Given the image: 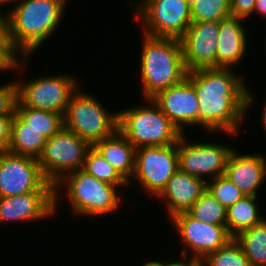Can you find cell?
<instances>
[{"label": "cell", "instance_id": "4", "mask_svg": "<svg viewBox=\"0 0 266 266\" xmlns=\"http://www.w3.org/2000/svg\"><path fill=\"white\" fill-rule=\"evenodd\" d=\"M118 188L88 175L82 169L71 172L54 185L55 215L58 213L59 199L63 194L64 198L68 199L65 200L69 202L72 213L80 218L94 219L112 215L121 209L123 204V193L119 194Z\"/></svg>", "mask_w": 266, "mask_h": 266}, {"label": "cell", "instance_id": "15", "mask_svg": "<svg viewBox=\"0 0 266 266\" xmlns=\"http://www.w3.org/2000/svg\"><path fill=\"white\" fill-rule=\"evenodd\" d=\"M151 99L182 134H186L187 127L199 126V100L193 85L186 77L180 83L158 92Z\"/></svg>", "mask_w": 266, "mask_h": 266}, {"label": "cell", "instance_id": "35", "mask_svg": "<svg viewBox=\"0 0 266 266\" xmlns=\"http://www.w3.org/2000/svg\"><path fill=\"white\" fill-rule=\"evenodd\" d=\"M266 18V0H256L254 14Z\"/></svg>", "mask_w": 266, "mask_h": 266}, {"label": "cell", "instance_id": "1", "mask_svg": "<svg viewBox=\"0 0 266 266\" xmlns=\"http://www.w3.org/2000/svg\"><path fill=\"white\" fill-rule=\"evenodd\" d=\"M234 70L210 68L187 72L186 78L199 100L200 129L210 135L223 132L225 136L237 137L248 111L257 103L244 73L238 75Z\"/></svg>", "mask_w": 266, "mask_h": 266}, {"label": "cell", "instance_id": "26", "mask_svg": "<svg viewBox=\"0 0 266 266\" xmlns=\"http://www.w3.org/2000/svg\"><path fill=\"white\" fill-rule=\"evenodd\" d=\"M188 213L201 222L226 226V208L207 190L192 205Z\"/></svg>", "mask_w": 266, "mask_h": 266}, {"label": "cell", "instance_id": "2", "mask_svg": "<svg viewBox=\"0 0 266 266\" xmlns=\"http://www.w3.org/2000/svg\"><path fill=\"white\" fill-rule=\"evenodd\" d=\"M69 0H17L4 12V24L13 47L32 57L57 31Z\"/></svg>", "mask_w": 266, "mask_h": 266}, {"label": "cell", "instance_id": "31", "mask_svg": "<svg viewBox=\"0 0 266 266\" xmlns=\"http://www.w3.org/2000/svg\"><path fill=\"white\" fill-rule=\"evenodd\" d=\"M17 102V85L15 78L0 85V116H14Z\"/></svg>", "mask_w": 266, "mask_h": 266}, {"label": "cell", "instance_id": "8", "mask_svg": "<svg viewBox=\"0 0 266 266\" xmlns=\"http://www.w3.org/2000/svg\"><path fill=\"white\" fill-rule=\"evenodd\" d=\"M72 75V76H71ZM40 75L26 81L19 75L15 79L17 85V101L24 107L51 111L64 116L72 94L80 86V80L73 74Z\"/></svg>", "mask_w": 266, "mask_h": 266}, {"label": "cell", "instance_id": "10", "mask_svg": "<svg viewBox=\"0 0 266 266\" xmlns=\"http://www.w3.org/2000/svg\"><path fill=\"white\" fill-rule=\"evenodd\" d=\"M178 169V142L168 146L138 147L134 174L128 185L137 183L135 186L140 185V191L143 189L148 196L156 198Z\"/></svg>", "mask_w": 266, "mask_h": 266}, {"label": "cell", "instance_id": "13", "mask_svg": "<svg viewBox=\"0 0 266 266\" xmlns=\"http://www.w3.org/2000/svg\"><path fill=\"white\" fill-rule=\"evenodd\" d=\"M36 190H55L41 172L38 159L0 152V197H10Z\"/></svg>", "mask_w": 266, "mask_h": 266}, {"label": "cell", "instance_id": "25", "mask_svg": "<svg viewBox=\"0 0 266 266\" xmlns=\"http://www.w3.org/2000/svg\"><path fill=\"white\" fill-rule=\"evenodd\" d=\"M82 170L98 180L118 186L119 190L122 189V187L125 189L129 186L128 182L99 154L93 146L86 154Z\"/></svg>", "mask_w": 266, "mask_h": 266}, {"label": "cell", "instance_id": "6", "mask_svg": "<svg viewBox=\"0 0 266 266\" xmlns=\"http://www.w3.org/2000/svg\"><path fill=\"white\" fill-rule=\"evenodd\" d=\"M80 88L78 87L68 102L63 125L93 146L118 130V112L110 113L100 99Z\"/></svg>", "mask_w": 266, "mask_h": 266}, {"label": "cell", "instance_id": "9", "mask_svg": "<svg viewBox=\"0 0 266 266\" xmlns=\"http://www.w3.org/2000/svg\"><path fill=\"white\" fill-rule=\"evenodd\" d=\"M91 147L87 141L63 127L46 139L43 152L38 158L41 172L48 182L55 185L65 175L83 168Z\"/></svg>", "mask_w": 266, "mask_h": 266}, {"label": "cell", "instance_id": "11", "mask_svg": "<svg viewBox=\"0 0 266 266\" xmlns=\"http://www.w3.org/2000/svg\"><path fill=\"white\" fill-rule=\"evenodd\" d=\"M169 223H172L170 225H173L182 241L180 257L201 261L207 254L220 249L233 239L226 226L201 222L188 212L175 215Z\"/></svg>", "mask_w": 266, "mask_h": 266}, {"label": "cell", "instance_id": "22", "mask_svg": "<svg viewBox=\"0 0 266 266\" xmlns=\"http://www.w3.org/2000/svg\"><path fill=\"white\" fill-rule=\"evenodd\" d=\"M46 139L35 129L24 125L15 115L11 122L8 152L38 159L44 149Z\"/></svg>", "mask_w": 266, "mask_h": 266}, {"label": "cell", "instance_id": "14", "mask_svg": "<svg viewBox=\"0 0 266 266\" xmlns=\"http://www.w3.org/2000/svg\"><path fill=\"white\" fill-rule=\"evenodd\" d=\"M219 22H192L180 38L187 72L217 68Z\"/></svg>", "mask_w": 266, "mask_h": 266}, {"label": "cell", "instance_id": "33", "mask_svg": "<svg viewBox=\"0 0 266 266\" xmlns=\"http://www.w3.org/2000/svg\"><path fill=\"white\" fill-rule=\"evenodd\" d=\"M13 117L14 116H0V152L8 150Z\"/></svg>", "mask_w": 266, "mask_h": 266}, {"label": "cell", "instance_id": "12", "mask_svg": "<svg viewBox=\"0 0 266 266\" xmlns=\"http://www.w3.org/2000/svg\"><path fill=\"white\" fill-rule=\"evenodd\" d=\"M187 135L183 134L178 140L179 169L206 181L224 175L227 161L235 147L220 144L219 141H190Z\"/></svg>", "mask_w": 266, "mask_h": 266}, {"label": "cell", "instance_id": "27", "mask_svg": "<svg viewBox=\"0 0 266 266\" xmlns=\"http://www.w3.org/2000/svg\"><path fill=\"white\" fill-rule=\"evenodd\" d=\"M190 7L192 22H220L232 16L230 0H193Z\"/></svg>", "mask_w": 266, "mask_h": 266}, {"label": "cell", "instance_id": "20", "mask_svg": "<svg viewBox=\"0 0 266 266\" xmlns=\"http://www.w3.org/2000/svg\"><path fill=\"white\" fill-rule=\"evenodd\" d=\"M93 147L127 182L131 180L135 170L136 148L119 130Z\"/></svg>", "mask_w": 266, "mask_h": 266}, {"label": "cell", "instance_id": "21", "mask_svg": "<svg viewBox=\"0 0 266 266\" xmlns=\"http://www.w3.org/2000/svg\"><path fill=\"white\" fill-rule=\"evenodd\" d=\"M258 197L246 195L227 209L226 227L229 234L235 237L265 218L258 206Z\"/></svg>", "mask_w": 266, "mask_h": 266}, {"label": "cell", "instance_id": "32", "mask_svg": "<svg viewBox=\"0 0 266 266\" xmlns=\"http://www.w3.org/2000/svg\"><path fill=\"white\" fill-rule=\"evenodd\" d=\"M255 3L256 0H230L232 16L249 19L254 14Z\"/></svg>", "mask_w": 266, "mask_h": 266}, {"label": "cell", "instance_id": "16", "mask_svg": "<svg viewBox=\"0 0 266 266\" xmlns=\"http://www.w3.org/2000/svg\"><path fill=\"white\" fill-rule=\"evenodd\" d=\"M55 191L36 190L0 197V223L39 222L55 217Z\"/></svg>", "mask_w": 266, "mask_h": 266}, {"label": "cell", "instance_id": "41", "mask_svg": "<svg viewBox=\"0 0 266 266\" xmlns=\"http://www.w3.org/2000/svg\"><path fill=\"white\" fill-rule=\"evenodd\" d=\"M265 40H266V37H265ZM265 42H266V41H265ZM263 44L265 45L264 47H265V51H266V43H263Z\"/></svg>", "mask_w": 266, "mask_h": 266}, {"label": "cell", "instance_id": "7", "mask_svg": "<svg viewBox=\"0 0 266 266\" xmlns=\"http://www.w3.org/2000/svg\"><path fill=\"white\" fill-rule=\"evenodd\" d=\"M129 3L143 34L151 37L180 39L192 23L188 0H131Z\"/></svg>", "mask_w": 266, "mask_h": 266}, {"label": "cell", "instance_id": "24", "mask_svg": "<svg viewBox=\"0 0 266 266\" xmlns=\"http://www.w3.org/2000/svg\"><path fill=\"white\" fill-rule=\"evenodd\" d=\"M233 238L240 245L251 266H266V217Z\"/></svg>", "mask_w": 266, "mask_h": 266}, {"label": "cell", "instance_id": "5", "mask_svg": "<svg viewBox=\"0 0 266 266\" xmlns=\"http://www.w3.org/2000/svg\"><path fill=\"white\" fill-rule=\"evenodd\" d=\"M144 101L142 106L117 110L118 130L135 148L177 143L183 134L152 99Z\"/></svg>", "mask_w": 266, "mask_h": 266}, {"label": "cell", "instance_id": "39", "mask_svg": "<svg viewBox=\"0 0 266 266\" xmlns=\"http://www.w3.org/2000/svg\"><path fill=\"white\" fill-rule=\"evenodd\" d=\"M1 11V8H0ZM4 10L0 12V31L5 27L4 24Z\"/></svg>", "mask_w": 266, "mask_h": 266}, {"label": "cell", "instance_id": "34", "mask_svg": "<svg viewBox=\"0 0 266 266\" xmlns=\"http://www.w3.org/2000/svg\"><path fill=\"white\" fill-rule=\"evenodd\" d=\"M169 261L165 260V266H194L199 260L181 257L179 260H174L173 257ZM187 260V261H186Z\"/></svg>", "mask_w": 266, "mask_h": 266}, {"label": "cell", "instance_id": "30", "mask_svg": "<svg viewBox=\"0 0 266 266\" xmlns=\"http://www.w3.org/2000/svg\"><path fill=\"white\" fill-rule=\"evenodd\" d=\"M206 190L215 197L226 210L239 199L246 196L225 175L206 181Z\"/></svg>", "mask_w": 266, "mask_h": 266}, {"label": "cell", "instance_id": "23", "mask_svg": "<svg viewBox=\"0 0 266 266\" xmlns=\"http://www.w3.org/2000/svg\"><path fill=\"white\" fill-rule=\"evenodd\" d=\"M14 115L29 128L38 131L45 139L51 138L63 125V116L59 113L24 107L16 102Z\"/></svg>", "mask_w": 266, "mask_h": 266}, {"label": "cell", "instance_id": "36", "mask_svg": "<svg viewBox=\"0 0 266 266\" xmlns=\"http://www.w3.org/2000/svg\"><path fill=\"white\" fill-rule=\"evenodd\" d=\"M266 99V98H265ZM265 102H264V105L261 107L262 109H261V116H259V117H261L260 119V121H261V125H262V128H264V132L266 133V100H264Z\"/></svg>", "mask_w": 266, "mask_h": 266}, {"label": "cell", "instance_id": "3", "mask_svg": "<svg viewBox=\"0 0 266 266\" xmlns=\"http://www.w3.org/2000/svg\"><path fill=\"white\" fill-rule=\"evenodd\" d=\"M143 35L140 81L143 99L180 83L187 75L180 39Z\"/></svg>", "mask_w": 266, "mask_h": 266}, {"label": "cell", "instance_id": "37", "mask_svg": "<svg viewBox=\"0 0 266 266\" xmlns=\"http://www.w3.org/2000/svg\"><path fill=\"white\" fill-rule=\"evenodd\" d=\"M151 260V261H150ZM142 266H165V260L162 261V260H152V259H149V261L146 262V259H145V263L142 264Z\"/></svg>", "mask_w": 266, "mask_h": 266}, {"label": "cell", "instance_id": "28", "mask_svg": "<svg viewBox=\"0 0 266 266\" xmlns=\"http://www.w3.org/2000/svg\"><path fill=\"white\" fill-rule=\"evenodd\" d=\"M201 262L205 266H251L250 261L234 238L220 249L207 254Z\"/></svg>", "mask_w": 266, "mask_h": 266}, {"label": "cell", "instance_id": "40", "mask_svg": "<svg viewBox=\"0 0 266 266\" xmlns=\"http://www.w3.org/2000/svg\"><path fill=\"white\" fill-rule=\"evenodd\" d=\"M194 266H205L200 260Z\"/></svg>", "mask_w": 266, "mask_h": 266}, {"label": "cell", "instance_id": "29", "mask_svg": "<svg viewBox=\"0 0 266 266\" xmlns=\"http://www.w3.org/2000/svg\"><path fill=\"white\" fill-rule=\"evenodd\" d=\"M30 57H23L12 45L5 27L0 31V72L21 73L30 63ZM29 60V61H28ZM29 63H28V62Z\"/></svg>", "mask_w": 266, "mask_h": 266}, {"label": "cell", "instance_id": "38", "mask_svg": "<svg viewBox=\"0 0 266 266\" xmlns=\"http://www.w3.org/2000/svg\"><path fill=\"white\" fill-rule=\"evenodd\" d=\"M17 0H0V7L4 6H7L10 5V7L16 2ZM12 3V5H11ZM8 4V5H7Z\"/></svg>", "mask_w": 266, "mask_h": 266}, {"label": "cell", "instance_id": "17", "mask_svg": "<svg viewBox=\"0 0 266 266\" xmlns=\"http://www.w3.org/2000/svg\"><path fill=\"white\" fill-rule=\"evenodd\" d=\"M245 195H260L258 190L266 181V156L262 153L231 152L224 174Z\"/></svg>", "mask_w": 266, "mask_h": 266}, {"label": "cell", "instance_id": "18", "mask_svg": "<svg viewBox=\"0 0 266 266\" xmlns=\"http://www.w3.org/2000/svg\"><path fill=\"white\" fill-rule=\"evenodd\" d=\"M205 191L206 180L178 169L156 200L159 198L165 203L164 208L167 209L164 210L171 219L179 213L188 212Z\"/></svg>", "mask_w": 266, "mask_h": 266}, {"label": "cell", "instance_id": "19", "mask_svg": "<svg viewBox=\"0 0 266 266\" xmlns=\"http://www.w3.org/2000/svg\"><path fill=\"white\" fill-rule=\"evenodd\" d=\"M245 19L230 16L219 22L217 68L234 69L244 60L249 45ZM242 21V22H241ZM244 22V23H243Z\"/></svg>", "mask_w": 266, "mask_h": 266}]
</instances>
